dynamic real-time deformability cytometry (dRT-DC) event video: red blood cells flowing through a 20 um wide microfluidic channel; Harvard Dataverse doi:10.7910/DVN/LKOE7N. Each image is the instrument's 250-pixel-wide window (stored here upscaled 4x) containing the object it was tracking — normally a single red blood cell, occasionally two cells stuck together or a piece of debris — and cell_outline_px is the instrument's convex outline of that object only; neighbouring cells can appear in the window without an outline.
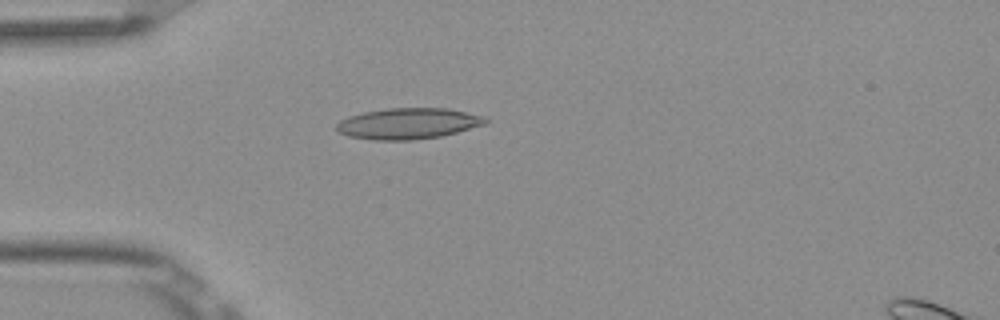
{"species": "Egyptian fruit bat (a non-hibernating species)", "species_latin": "Rousettus aegyptiacus", "temperature_condition": "room temperature", "stored_images_in_passage": 6, "camera_frame_rate_fps": 3000, "um_per_image_px": 0.085, "frame": {"image": 1, "passage_image": 4, "time_ms": 1.0, "image_size_px": [1000, 320], "cell_outline_px": [[488, 124], [440, 136], [412, 140], [376, 140], [348, 136], [340, 132], [336, 128], [336, 124], [340, 120], [348, 116], [364, 112], [388, 108], [448, 108], [488, 116]], "centroid_in_image_um": [34.75, 10.49], "position_along_channel_um": 50.3, "area_um2": 27.05}}
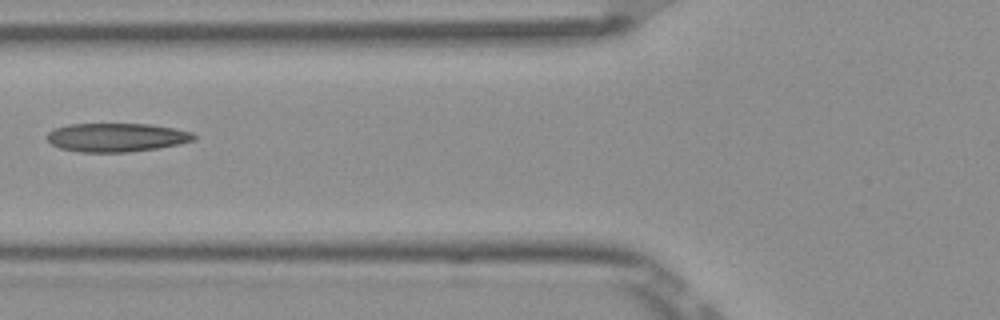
{"frame": {"image": 2, "passage_image": 6, "time_ms": 1.667, "image_size_px": [1000, 320], "cell_outline_px": [[196, 140], [180, 144], [156, 148], [128, 152], [80, 152], [60, 148], [52, 144], [48, 140], [48, 132], [56, 128], [68, 124], [152, 124], [192, 132], [196, 136]], "centroid_in_image_um": [9.93, 11.68], "position_along_channel_um": 115.9, "area_um2": 24.45}}